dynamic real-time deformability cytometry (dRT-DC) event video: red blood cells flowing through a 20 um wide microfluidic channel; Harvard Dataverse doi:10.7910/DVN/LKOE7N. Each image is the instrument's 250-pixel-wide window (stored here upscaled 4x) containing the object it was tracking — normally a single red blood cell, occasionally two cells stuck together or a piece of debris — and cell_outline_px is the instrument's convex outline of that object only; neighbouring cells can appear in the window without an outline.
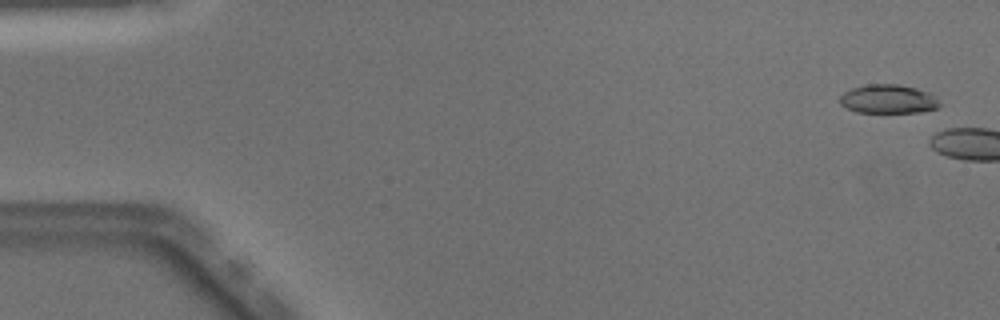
{"species": "Egyptian fruit bat (a non-hibernating species)", "species_latin": "Rousettus aegyptiacus", "temperature_condition": "warm", "stored_images_in_passage": 5, "camera_frame_rate_fps": 3000, "um_per_image_px": 0.085, "animal": {"sex": "male"}, "frame": {"image": 1, "passage_image": 2, "time_ms": 0.333, "image_size_px": [1000, 320], "cell_outline_px": [[944, 104], [936, 108], [920, 112], [856, 112], [840, 104], [840, 96], [844, 92], [852, 88], [868, 84], [900, 84], [916, 88], [928, 92], [936, 96]], "centroid_in_image_um": [75.55, 8.41], "position_along_channel_um": 9.5, "area_um2": 16.88}}